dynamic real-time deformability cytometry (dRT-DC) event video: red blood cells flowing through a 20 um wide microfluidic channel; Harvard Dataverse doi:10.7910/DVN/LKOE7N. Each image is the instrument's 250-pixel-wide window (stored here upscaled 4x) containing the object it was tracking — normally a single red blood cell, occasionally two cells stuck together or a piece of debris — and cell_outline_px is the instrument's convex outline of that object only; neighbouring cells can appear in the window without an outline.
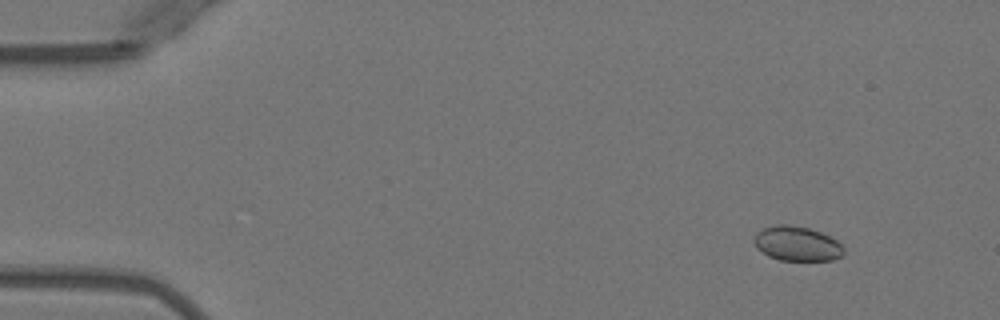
{"species": "Egyptian fruit bat (a non-hibernating species)", "species_latin": "Rousettus aegyptiacus", "temperature_condition": "warm", "stored_images_in_passage": 5, "segment_of_instrument_passage": [1, 2], "camera_frame_rate_fps": 3000, "um_per_image_px": 0.085, "animal": {"sex": "female"}, "frame": {"image": 1, "passage_image": 2, "time_ms": 1.0, "image_size_px": [1000, 320], "cell_outline_px": [[844, 252], [840, 256], [832, 260], [780, 260], [768, 256], [756, 248], [752, 240], [752, 236], [756, 232], [764, 228], [776, 224], [788, 224], [808, 228], [820, 232], [836, 240], [844, 248]], "centroid_in_image_um": [67.68, 20.7], "position_along_channel_um": 17.3, "area_um2": 18.15}}